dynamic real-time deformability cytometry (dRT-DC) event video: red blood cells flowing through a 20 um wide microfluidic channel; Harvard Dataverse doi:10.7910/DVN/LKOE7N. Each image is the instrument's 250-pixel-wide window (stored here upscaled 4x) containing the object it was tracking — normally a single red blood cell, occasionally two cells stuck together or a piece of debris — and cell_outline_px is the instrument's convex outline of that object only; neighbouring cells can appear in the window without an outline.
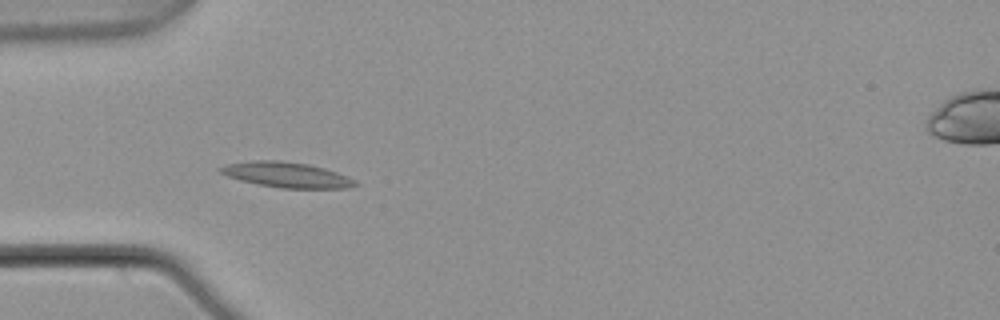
{"species": "common noctule bat (a hibernating species)", "species_latin": "Nyctalus noctula", "temperature_condition": "warm", "stored_images_in_passage": 7, "camera_frame_rate_fps": 3000, "um_per_image_px": 0.085, "animal": {"sex": "male", "body_mass_g": 21.5, "forearm_length_mm": 52.0}, "frame": {"image": 1, "passage_image": 4, "time_ms": 1.0, "image_size_px": [1000, 320], "cell_outline_px": [[360, 184], [348, 188], [284, 188], [256, 184], [240, 180], [228, 176], [220, 172], [216, 168], [228, 164], [252, 160], [280, 160], [308, 164], [324, 168], [348, 176], [356, 180]], "centroid_in_image_um": [24.38, 14.85], "position_along_channel_um": 60.6, "area_um2": 19.94}}
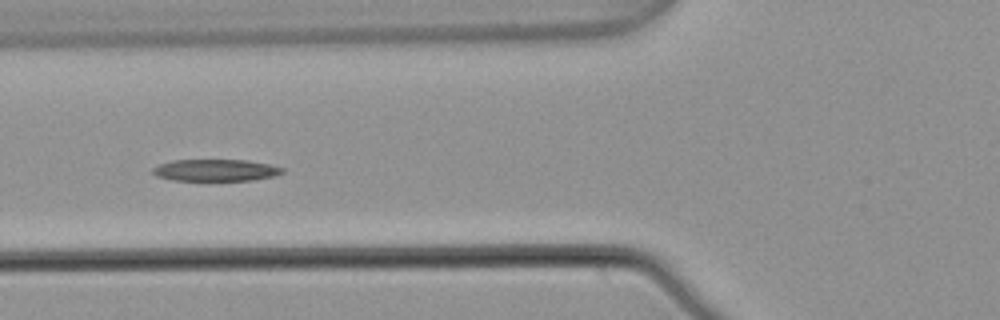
{"frame": {"image": 2, "passage_image": 5, "time_ms": 1.333, "image_size_px": [1000, 320], "cell_outline_px": [[284, 172], [276, 176], [252, 180], [172, 180], [156, 176], [152, 172], [152, 168], [160, 164], [172, 160], [248, 160], [268, 164], [284, 168]], "centroid_in_image_um": [18.34, 14.46], "position_along_channel_um": 107.5, "area_um2": 16.47}}
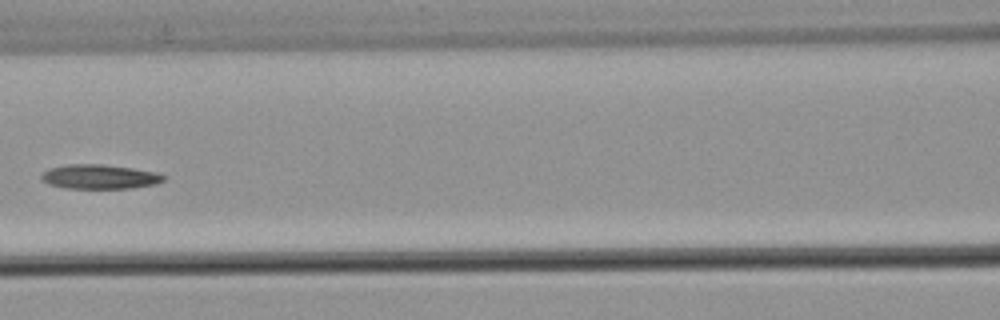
{"frame": {"image": 3, "passage_image": 6, "time_ms": 1.667, "image_size_px": [1000, 320], "cell_outline_px": [[168, 176], [164, 180], [156, 184], [128, 188], [64, 188], [48, 184], [40, 176], [48, 168], [68, 164], [100, 164], [132, 168], [156, 172]], "centroid_in_image_um": [8.48, 15.02], "position_along_channel_um": 158.1, "area_um2": 17.34}}